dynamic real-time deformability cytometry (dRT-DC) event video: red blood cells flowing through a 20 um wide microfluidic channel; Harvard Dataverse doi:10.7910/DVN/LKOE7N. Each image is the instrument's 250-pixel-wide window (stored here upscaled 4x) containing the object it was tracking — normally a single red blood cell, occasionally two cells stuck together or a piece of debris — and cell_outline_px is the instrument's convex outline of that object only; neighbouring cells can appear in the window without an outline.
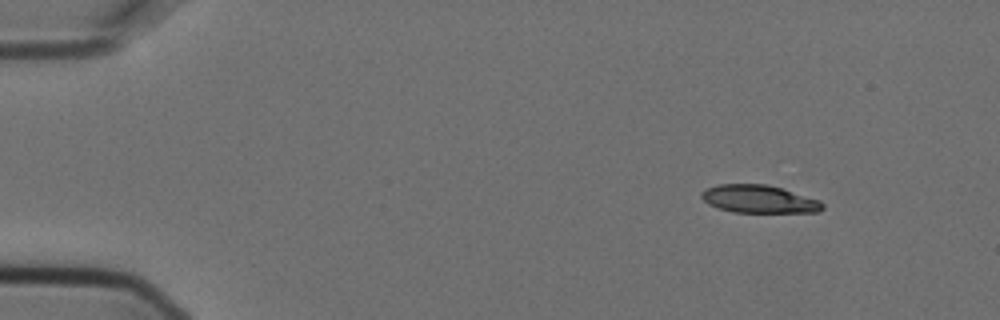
{"species": "Egyptian fruit bat (a non-hibernating species)", "species_latin": "Rousettus aegyptiacus", "temperature_condition": "cold", "stored_images_in_passage": 4, "camera_frame_rate_fps": 3000, "um_per_image_px": 0.085, "animal": {"sex": "female"}, "frame": {"image": 1, "passage_image": 1, "time_ms": 0.0, "image_size_px": [1000, 320], "cell_outline_px": [[824, 208], [820, 212], [732, 212], [716, 208], [708, 204], [700, 196], [700, 192], [704, 188], [720, 184], [764, 184], [780, 188], [820, 200], [824, 204]], "centroid_in_image_um": [64.47, 16.92], "position_along_channel_um": 20.5, "area_um2": 19.71}}
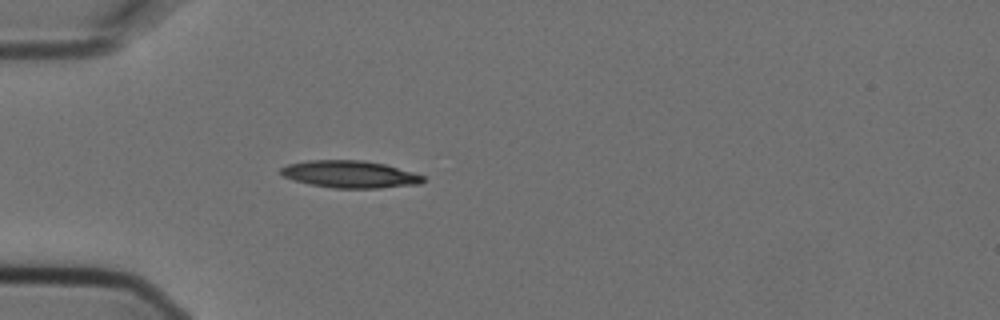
{"frame": {"image": 2, "passage_image": 4, "time_ms": 1.0, "image_size_px": [1000, 320], "cell_outline_px": [[424, 180], [420, 184], [380, 188], [332, 188], [308, 184], [292, 180], [284, 176], [280, 172], [280, 168], [288, 164], [308, 160], [364, 160], [384, 164], [412, 172], [424, 176]], "centroid_in_image_um": [29.71, 14.81], "position_along_channel_um": 55.3, "area_um2": 22.6}}